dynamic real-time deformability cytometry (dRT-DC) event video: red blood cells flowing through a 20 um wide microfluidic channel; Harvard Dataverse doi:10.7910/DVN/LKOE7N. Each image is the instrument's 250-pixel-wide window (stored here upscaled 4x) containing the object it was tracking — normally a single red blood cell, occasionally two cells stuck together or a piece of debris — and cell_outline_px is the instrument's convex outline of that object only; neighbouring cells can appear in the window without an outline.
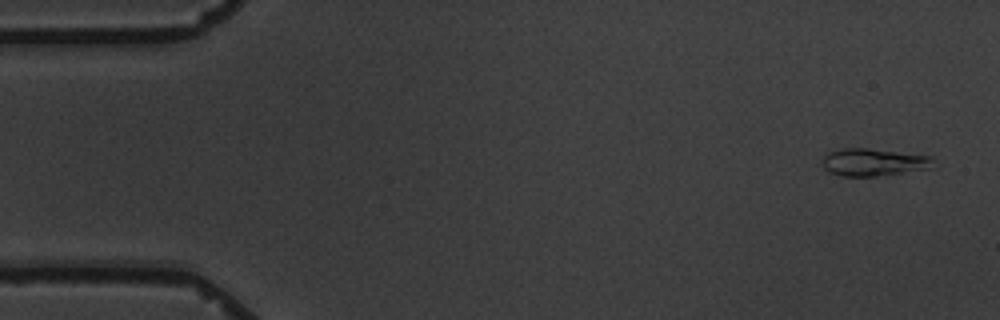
{"species": "common noctule bat (a hibernating species)", "species_latin": "Nyctalus noctula", "temperature_condition": "warm", "stored_images_in_passage": 4, "camera_frame_rate_fps": 3000, "um_per_image_px": 0.085, "animal": {"sex": "male", "body_mass_g": 19.5, "forearm_length_mm": 54.6}, "frame": {"image": 1, "passage_image": 1, "time_ms": 0.0, "image_size_px": [1000, 320], "cell_outline_px": [[936, 160], [932, 168], [876, 176], [840, 176], [824, 168], [820, 164], [824, 156], [828, 152], [844, 148], [868, 148], [932, 156]], "centroid_in_image_um": [74.27, 13.78], "position_along_channel_um": 10.7, "area_um2": 17.86}}